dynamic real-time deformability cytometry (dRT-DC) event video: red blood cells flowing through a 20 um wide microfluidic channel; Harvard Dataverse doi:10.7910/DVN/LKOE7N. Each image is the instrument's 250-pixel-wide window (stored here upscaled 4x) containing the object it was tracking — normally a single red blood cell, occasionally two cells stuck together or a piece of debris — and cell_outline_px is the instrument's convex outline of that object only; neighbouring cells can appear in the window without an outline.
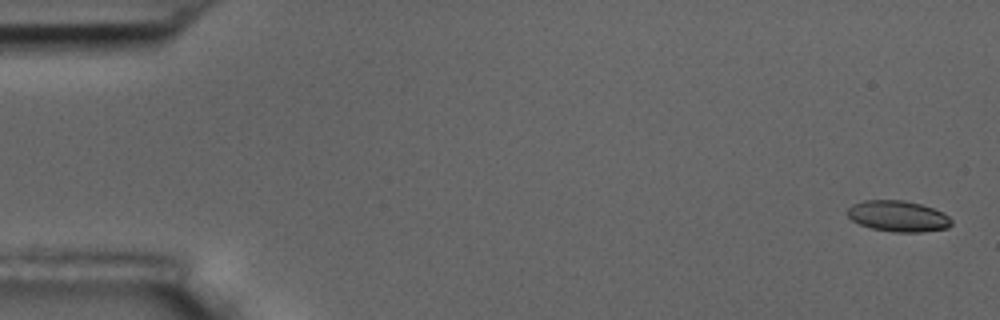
{"species": "common noctule bat (a hibernating species)", "species_latin": "Nyctalus noctula", "temperature_condition": "room temperature", "stored_images_in_passage": 5, "camera_frame_rate_fps": 3000, "um_per_image_px": 0.085, "animal": {"sex": "male", "body_mass_g": 17.5, "forearm_length_mm": 52.3}, "frame": {"image": 1, "passage_image": 1, "time_ms": 0.0, "image_size_px": [1000, 320], "cell_outline_px": [[952, 224], [948, 228], [924, 232], [892, 232], [872, 228], [860, 224], [852, 220], [848, 216], [848, 208], [852, 204], [864, 200], [904, 200], [920, 204], [932, 208], [948, 216], [952, 220]], "centroid_in_image_um": [76.34, 18.38], "position_along_channel_um": 8.7, "area_um2": 18.73}}
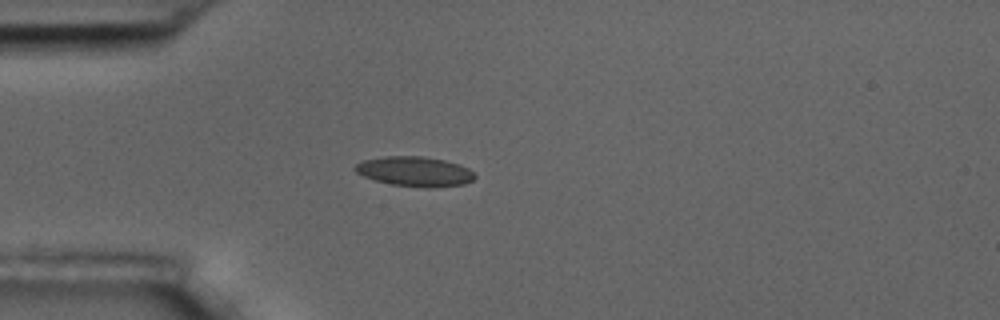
{"frame": {"image": 2, "passage_image": 5, "time_ms": 4.667, "image_size_px": [1000, 320], "cell_outline_px": [[476, 176], [472, 180], [464, 184], [432, 188], [424, 188], [392, 184], [376, 180], [364, 176], [356, 172], [352, 168], [356, 164], [364, 160], [384, 156], [424, 156], [444, 160], [468, 168]], "centroid_in_image_um": [35.24, 14.58], "position_along_channel_um": 49.8, "area_um2": 20.69}}